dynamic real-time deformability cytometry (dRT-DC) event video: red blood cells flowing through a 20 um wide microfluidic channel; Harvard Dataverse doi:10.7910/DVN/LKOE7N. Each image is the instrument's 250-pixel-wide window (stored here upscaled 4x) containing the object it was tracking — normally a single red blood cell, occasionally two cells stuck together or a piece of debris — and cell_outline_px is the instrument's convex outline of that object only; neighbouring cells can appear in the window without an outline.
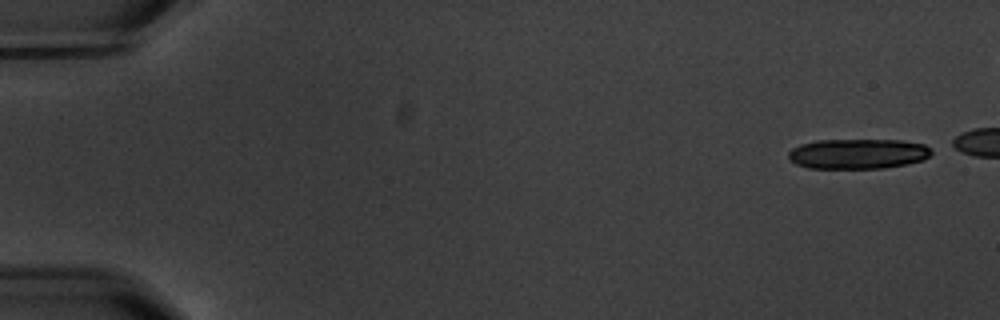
{"species": "common noctule bat (a hibernating species)", "species_latin": "Nyctalus noctula", "temperature_condition": "warm", "stored_images_in_passage": 14, "camera_frame_rate_fps": 3000, "um_per_image_px": 0.085, "animal": {"sex": "male", "body_mass_g": 20.1, "forearm_length_mm": 53.5}, "frame": {"image": 1, "passage_image": 1, "time_ms": 0.0, "image_size_px": [1000, 320], "cell_outline_px": [[932, 152], [924, 160], [908, 164], [884, 168], [808, 168], [796, 164], [788, 160], [788, 152], [792, 148], [800, 144], [816, 140], [900, 140], [924, 144]], "centroid_in_image_um": [72.89, 13.07], "position_along_channel_um": 12.1, "area_um2": 25.2}}